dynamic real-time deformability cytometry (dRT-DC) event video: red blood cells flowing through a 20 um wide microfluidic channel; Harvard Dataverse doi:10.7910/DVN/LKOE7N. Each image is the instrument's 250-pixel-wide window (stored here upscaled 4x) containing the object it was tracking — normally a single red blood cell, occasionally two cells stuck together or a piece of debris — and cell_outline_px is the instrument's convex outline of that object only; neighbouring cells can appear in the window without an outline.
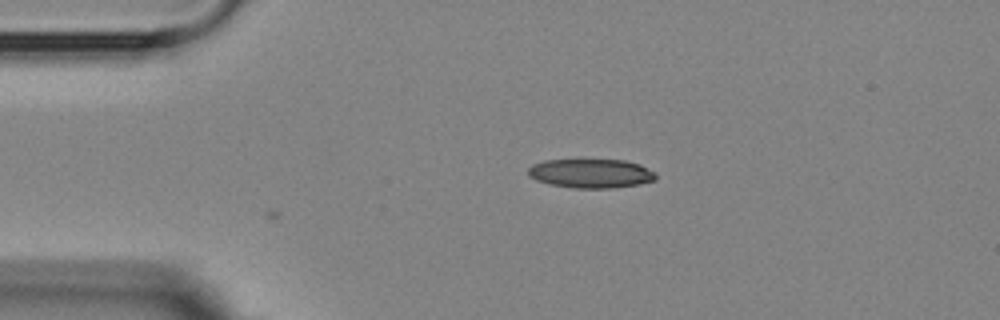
{"species": "Egyptian fruit bat (a non-hibernating species)", "species_latin": "Rousettus aegyptiacus", "temperature_condition": "room temperature", "stored_images_in_passage": 2, "camera_frame_rate_fps": 3000, "um_per_image_px": 0.085, "animal": {"sex": "female"}, "frame": {"image": 1, "passage_image": 2, "time_ms": 1.667, "image_size_px": [1000, 320], "cell_outline_px": [[656, 180], [640, 184], [612, 188], [572, 188], [548, 184], [536, 180], [528, 176], [528, 168], [532, 164], [544, 160], [624, 160], [640, 164], [656, 172]], "centroid_in_image_um": [50.23, 14.74], "position_along_channel_um": 34.8, "area_um2": 21.85}}